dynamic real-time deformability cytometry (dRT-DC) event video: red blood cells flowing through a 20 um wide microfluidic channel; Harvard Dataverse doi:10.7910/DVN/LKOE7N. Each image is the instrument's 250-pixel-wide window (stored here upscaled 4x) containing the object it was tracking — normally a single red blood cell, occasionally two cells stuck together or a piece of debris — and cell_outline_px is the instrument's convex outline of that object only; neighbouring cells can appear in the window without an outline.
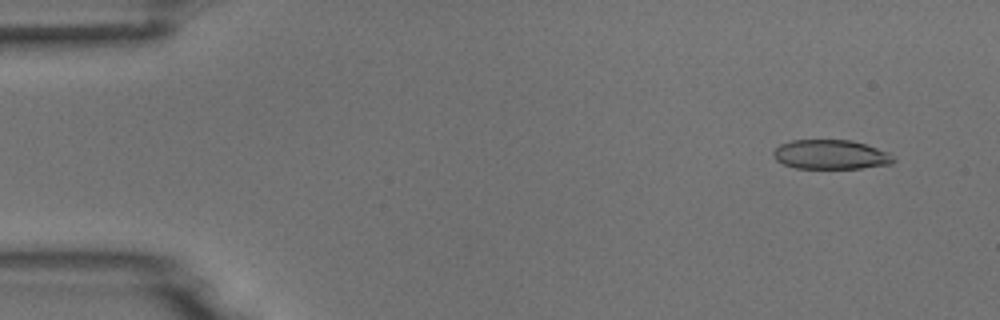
{"species": "common noctule bat (a hibernating species)", "species_latin": "Nyctalus noctula", "temperature_condition": "room temperature", "stored_images_in_passage": 5, "camera_frame_rate_fps": 3000, "um_per_image_px": 0.085, "animal": {"sex": "male", "body_mass_g": 18.8}, "frame": {"image": 1, "passage_image": 2, "time_ms": 0.333, "image_size_px": [1000, 320], "cell_outline_px": [[896, 160], [892, 164], [860, 168], [796, 168], [784, 164], [776, 160], [772, 156], [772, 152], [780, 144], [792, 140], [852, 140], [888, 152]], "centroid_in_image_um": [70.59, 13.14], "position_along_channel_um": 14.4, "area_um2": 20.52}}
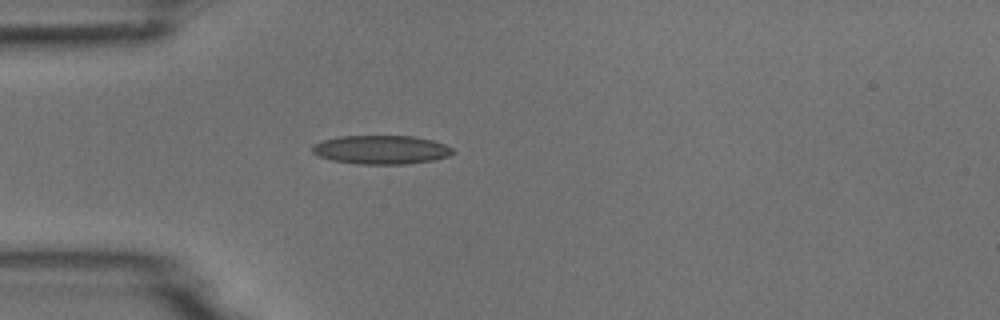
{"frame": {"image": 2, "passage_image": 5, "time_ms": 1.333, "image_size_px": [1000, 320], "cell_outline_px": [[456, 152], [448, 156], [432, 160], [408, 164], [356, 164], [332, 160], [320, 156], [312, 152], [312, 144], [324, 140], [340, 136], [416, 136], [432, 140], [444, 144], [452, 148]], "centroid_in_image_um": [32.41, 12.72], "position_along_channel_um": 52.6, "area_um2": 23.58}}